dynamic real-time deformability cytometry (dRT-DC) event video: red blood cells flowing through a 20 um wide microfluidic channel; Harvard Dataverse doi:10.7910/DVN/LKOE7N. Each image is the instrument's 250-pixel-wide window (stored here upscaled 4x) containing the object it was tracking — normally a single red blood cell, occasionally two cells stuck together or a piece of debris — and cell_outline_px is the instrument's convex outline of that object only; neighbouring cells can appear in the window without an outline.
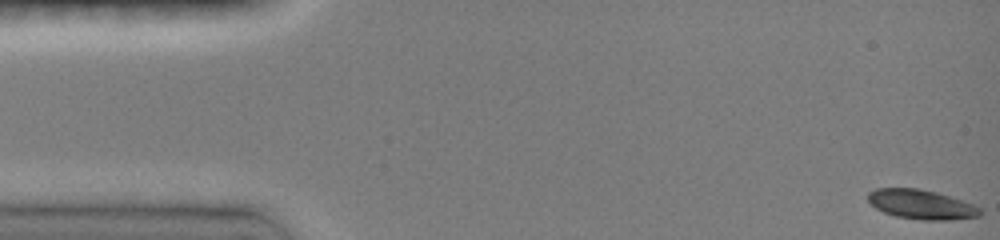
{"species": "common noctule bat (a hibernating species)", "species_latin": "Nyctalus noctula", "temperature_condition": "room temperature", "stored_images_in_passage": 46, "camera_frame_rate_fps": 3000, "um_per_image_px": 0.085, "animal": {"sex": "female", "body_mass_g": 19.0, "forearm_length_mm": 51.5}, "frame": {"image": 1, "passage_image": 1, "time_ms": 0.0, "image_size_px": [1000, 240], "cell_outline_px": [[984, 212], [980, 216], [952, 220], [920, 220], [896, 216], [884, 212], [876, 208], [868, 200], [868, 192], [876, 188], [920, 188], [936, 192], [972, 204], [980, 208]], "centroid_in_image_um": [78.32, 17.38], "position_along_channel_um": 6.7, "area_um2": 19.25}}
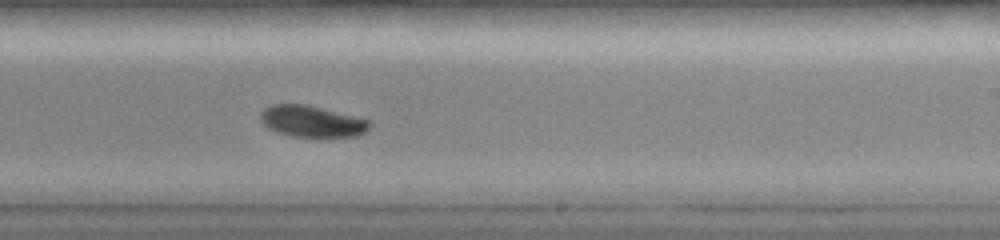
{"frame": {"image": 2, "passage_image": 29, "time_ms": 9.333, "image_size_px": [1000, 240], "cell_outline_px": [[372, 124], [364, 132], [356, 136], [292, 136], [276, 132], [268, 128], [260, 120], [260, 112], [264, 108], [272, 104], [308, 104], [368, 120]], "centroid_in_image_um": [26.46, 10.3], "position_along_channel_um": 262.5, "area_um2": 19.77}}
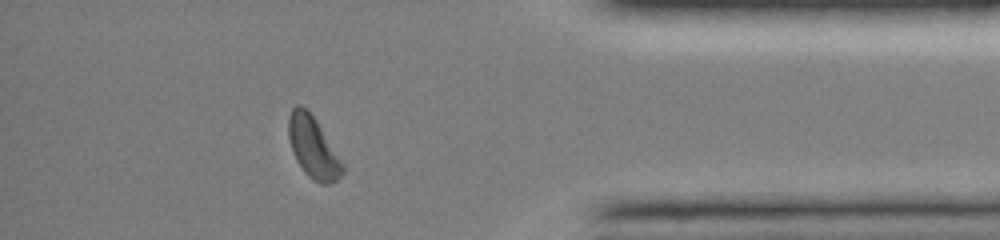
{"frame": {"image": 3, "passage_image": 41, "time_ms": 13.333, "image_size_px": [1000, 240], "cell_outline_px": [[344, 172], [336, 180], [328, 184], [320, 184], [308, 176], [304, 172], [296, 160], [292, 152], [288, 136], [288, 116], [292, 108], [296, 104], [300, 104], [316, 120], [344, 164]], "centroid_in_image_um": [26.6, 12.54], "position_along_channel_um": 408.6, "area_um2": 19.25}, "authors_computed_cell_mechanics": {"area_um2": 19.363, "velocity_mm_per_s": 4.0911, "shape_relaxation_time_tau1_ms": 8.9963, "shape_relaxation_time_tau2_ms": null, "deformation_change_tau1": 0.2137, "deformation_change_tau2": null}}